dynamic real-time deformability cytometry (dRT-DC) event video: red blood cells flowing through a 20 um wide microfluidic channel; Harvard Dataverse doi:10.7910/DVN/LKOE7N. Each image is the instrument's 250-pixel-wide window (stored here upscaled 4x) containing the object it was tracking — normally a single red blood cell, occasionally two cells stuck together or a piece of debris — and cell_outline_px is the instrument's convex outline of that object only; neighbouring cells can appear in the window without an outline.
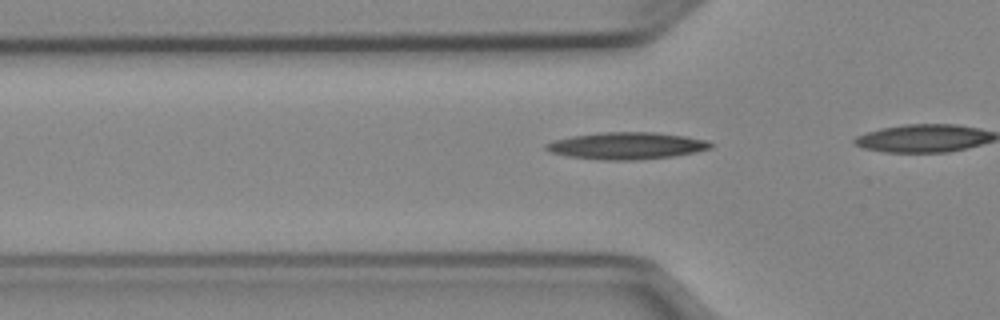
{"species": "Egyptian fruit bat (a non-hibernating species)", "species_latin": "Rousettus aegyptiacus", "temperature_condition": "cold", "stored_images_in_passage": 16, "camera_frame_rate_fps": 3000, "um_per_image_px": 0.085, "animal": {"sex": "female"}, "frame": {"image": 1, "passage_image": 10, "time_ms": 3.0, "image_size_px": [1000, 320], "cell_outline_px": [[712, 148], [696, 152], [672, 156], [636, 160], [600, 160], [568, 156], [548, 152], [544, 148], [544, 144], [552, 140], [572, 136], [600, 132], [656, 132], [684, 136], [708, 140], [712, 144]], "centroid_in_image_um": [53.22, 12.39], "position_along_channel_um": 72.6, "area_um2": 26.07}}
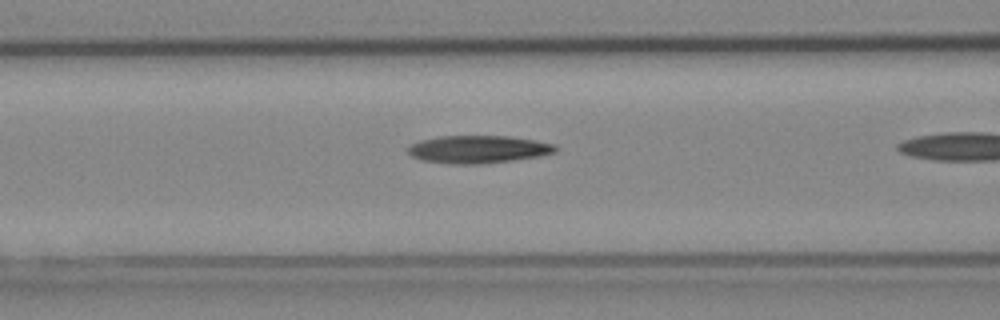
{"frame": {"image": 2, "passage_image": 14, "time_ms": 4.333, "image_size_px": [1000, 320], "cell_outline_px": [[556, 152], [536, 156], [512, 160], [480, 164], [452, 164], [420, 160], [412, 156], [408, 152], [408, 148], [412, 144], [420, 140], [440, 136], [508, 136], [536, 140], [556, 144]], "centroid_in_image_um": [40.63, 12.69], "position_along_channel_um": 126.0, "area_um2": 23.7}}